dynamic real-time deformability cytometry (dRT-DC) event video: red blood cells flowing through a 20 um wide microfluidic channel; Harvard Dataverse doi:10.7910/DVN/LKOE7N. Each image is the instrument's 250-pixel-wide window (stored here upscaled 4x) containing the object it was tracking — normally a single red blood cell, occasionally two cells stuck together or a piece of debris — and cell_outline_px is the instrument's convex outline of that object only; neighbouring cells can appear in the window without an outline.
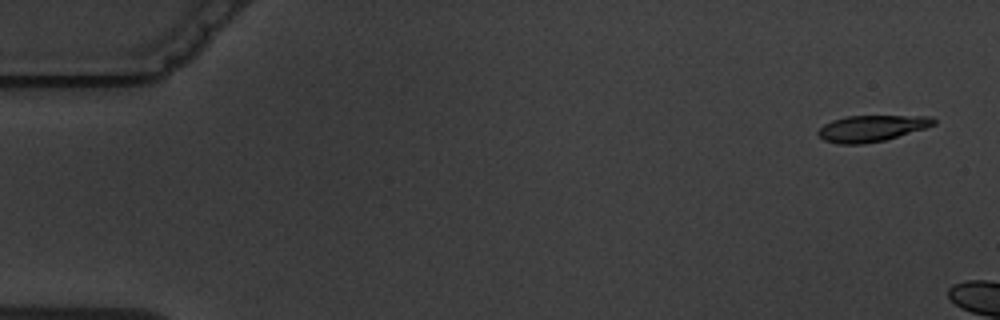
{"species": "common noctule bat (a hibernating species)", "species_latin": "Nyctalus noctula", "temperature_condition": "warm", "stored_images_in_passage": 4, "camera_frame_rate_fps": 3000, "um_per_image_px": 0.085, "animal": {"sex": "male", "body_mass_g": 19.5, "forearm_length_mm": 54.6}, "frame": {"image": 1, "passage_image": 1, "time_ms": 0.0, "image_size_px": [1000, 320], "cell_outline_px": [[936, 124], [924, 128], [884, 140], [864, 144], [836, 144], [824, 140], [816, 132], [824, 124], [832, 120], [848, 116], [932, 116], [936, 120]], "centroid_in_image_um": [74.07, 10.91], "position_along_channel_um": 10.9, "area_um2": 17.57}}